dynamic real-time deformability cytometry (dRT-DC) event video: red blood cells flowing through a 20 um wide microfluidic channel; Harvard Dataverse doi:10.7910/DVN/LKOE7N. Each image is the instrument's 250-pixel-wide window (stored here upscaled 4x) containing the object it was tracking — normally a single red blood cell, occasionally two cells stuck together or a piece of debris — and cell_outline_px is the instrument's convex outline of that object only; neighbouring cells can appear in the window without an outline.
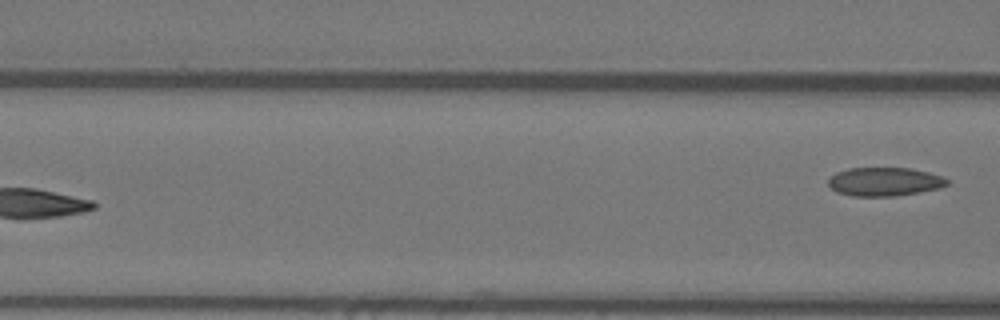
{"species": "Egyptian fruit bat (a non-hibernating species)", "species_latin": "Rousettus aegyptiacus", "temperature_condition": "warm", "stored_images_in_passage": 7, "camera_frame_rate_fps": 3000, "um_per_image_px": 0.085, "animal": {"sex": "female"}, "frame": {"image": 1, "passage_image": 7, "time_ms": 2.0, "image_size_px": [1000, 320], "cell_outline_px": [[948, 184], [940, 188], [920, 192], [896, 196], [852, 196], [836, 192], [828, 184], [828, 180], [836, 172], [848, 168], [912, 168], [928, 172], [940, 176], [948, 180]], "centroid_in_image_um": [75.17, 15.44], "position_along_channel_um": 91.4, "area_um2": 19.83}}